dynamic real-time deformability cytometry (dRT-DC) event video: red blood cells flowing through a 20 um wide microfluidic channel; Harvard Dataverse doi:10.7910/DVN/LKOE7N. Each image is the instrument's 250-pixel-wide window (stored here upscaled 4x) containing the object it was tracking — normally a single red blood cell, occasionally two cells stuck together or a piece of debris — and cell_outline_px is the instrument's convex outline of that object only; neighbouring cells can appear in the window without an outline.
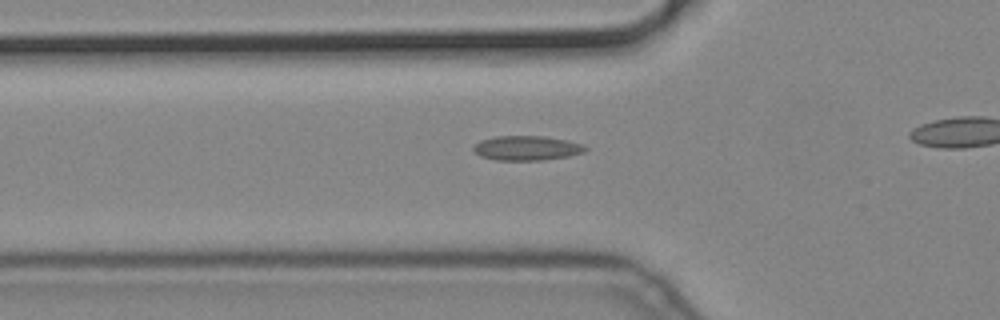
{"species": "common noctule bat (a hibernating species)", "species_latin": "Nyctalus noctula", "temperature_condition": "cold", "stored_images_in_passage": 27, "camera_frame_rate_fps": 3000, "um_per_image_px": 0.085, "animal": {"sex": "male", "body_mass_g": 19.2, "forearm_length_mm": 51.8}, "frame": {"image": 1, "passage_image": 2, "time_ms": 0.333, "image_size_px": [1000, 320], "cell_outline_px": [[588, 148], [584, 152], [568, 156], [544, 160], [496, 160], [480, 156], [472, 148], [480, 140], [492, 136], [544, 136], [568, 140], [584, 144]], "centroid_in_image_um": [44.79, 12.58], "position_along_channel_um": 81.0, "area_um2": 16.13}}
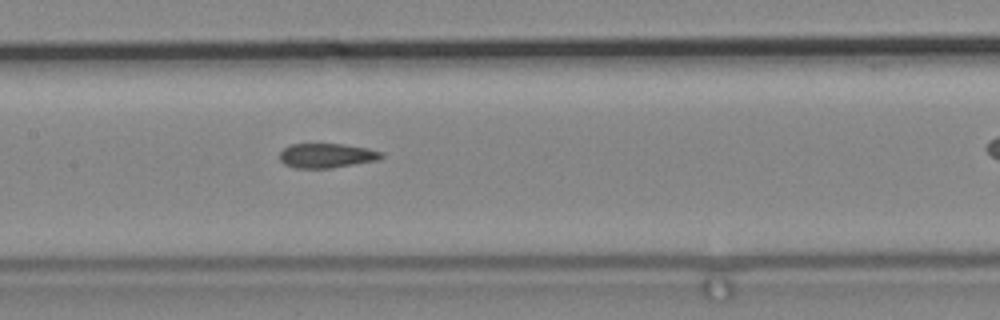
{"frame": {"image": 2, "passage_image": 10, "time_ms": 3.0, "image_size_px": [1000, 320], "cell_outline_px": [[384, 156], [380, 160], [328, 168], [296, 168], [284, 164], [280, 160], [280, 152], [284, 148], [292, 144], [344, 144], [368, 148], [384, 152]], "centroid_in_image_um": [27.8, 13.22], "position_along_channel_um": 179.6, "area_um2": 14.57}}
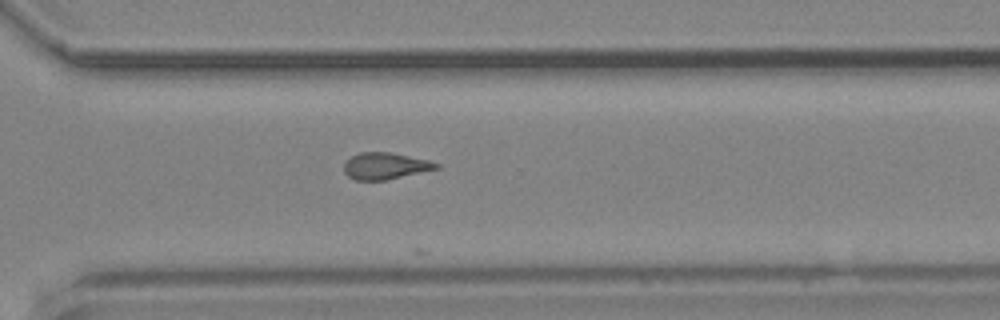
{"frame": {"image": 3, "passage_image": 23, "time_ms": 7.333, "image_size_px": [1000, 320], "cell_outline_px": [[440, 168], [384, 180], [356, 180], [348, 176], [344, 172], [344, 160], [360, 152], [392, 152], [428, 160], [440, 164]], "centroid_in_image_um": [32.72, 14.09], "position_along_channel_um": 337.9, "area_um2": 14.33}}